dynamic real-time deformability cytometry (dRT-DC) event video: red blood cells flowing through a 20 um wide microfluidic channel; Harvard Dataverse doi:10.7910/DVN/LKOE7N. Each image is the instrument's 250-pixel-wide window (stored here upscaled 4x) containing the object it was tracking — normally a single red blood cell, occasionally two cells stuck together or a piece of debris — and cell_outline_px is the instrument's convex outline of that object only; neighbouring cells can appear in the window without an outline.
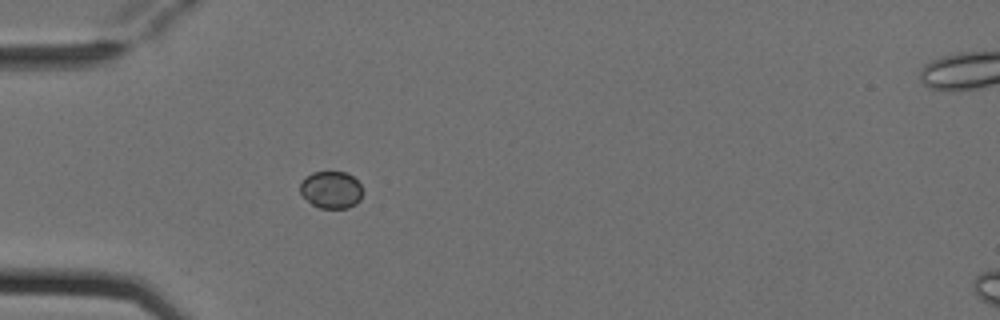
{"species": "Egyptian fruit bat (a non-hibernating species)", "species_latin": "Rousettus aegyptiacus", "temperature_condition": "cold", "stored_images_in_passage": 1, "camera_frame_rate_fps": 3000, "um_per_image_px": 0.085, "animal": {"sex": "female"}, "frame": {"image": 1, "passage_image": 1, "time_ms": 0.0, "image_size_px": [1000, 320], "cell_outline_px": [[364, 192], [360, 200], [356, 204], [348, 208], [320, 208], [312, 204], [300, 192], [300, 184], [304, 176], [312, 172], [348, 172], [360, 184]], "centroid_in_image_um": [28.17, 16.12], "position_along_channel_um": 56.8, "area_um2": 13.7}}